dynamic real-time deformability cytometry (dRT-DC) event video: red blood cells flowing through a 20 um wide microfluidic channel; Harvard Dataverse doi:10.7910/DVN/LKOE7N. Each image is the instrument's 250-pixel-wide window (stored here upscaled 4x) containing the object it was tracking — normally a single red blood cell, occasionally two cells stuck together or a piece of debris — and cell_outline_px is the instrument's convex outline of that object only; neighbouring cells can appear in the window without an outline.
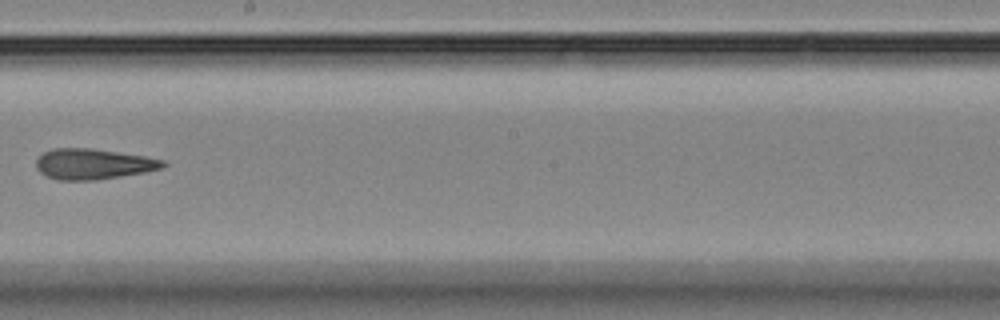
{"species": "Egyptian fruit bat (a non-hibernating species)", "species_latin": "Rousettus aegyptiacus", "temperature_condition": "room temperature", "stored_images_in_passage": 6, "camera_frame_rate_fps": 3000, "um_per_image_px": 0.085, "animal": {"sex": "female"}, "frame": {"image": 1, "passage_image": 6, "time_ms": 7.0, "image_size_px": [1000, 320], "cell_outline_px": [[168, 164], [160, 168], [144, 172], [96, 180], [56, 180], [40, 172], [36, 168], [36, 160], [44, 152], [52, 148], [92, 148], [144, 156], [164, 160]], "centroid_in_image_um": [7.9, 13.94], "position_along_channel_um": 240.3, "area_um2": 22.48}}